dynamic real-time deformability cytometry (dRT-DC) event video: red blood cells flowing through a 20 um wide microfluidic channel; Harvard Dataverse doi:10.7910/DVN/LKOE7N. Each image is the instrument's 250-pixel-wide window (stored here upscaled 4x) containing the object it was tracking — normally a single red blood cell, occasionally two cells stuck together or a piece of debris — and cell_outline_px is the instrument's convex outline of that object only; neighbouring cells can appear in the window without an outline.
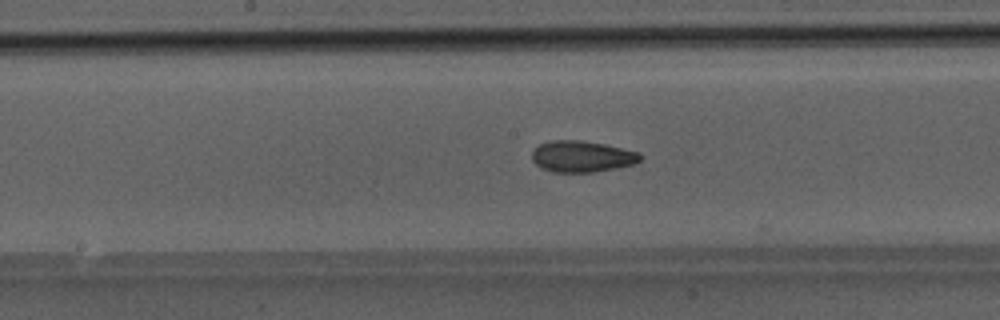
{"species": "Egyptian fruit bat (a non-hibernating species)", "species_latin": "Rousettus aegyptiacus", "temperature_condition": "room temperature", "stored_images_in_passage": 48, "camera_frame_rate_fps": 3000, "um_per_image_px": 0.085, "animal": {"sex": "male"}, "frame": {"image": 1, "passage_image": 25, "time_ms": 8.0, "image_size_px": [1000, 320], "cell_outline_px": [[644, 156], [640, 160], [632, 164], [616, 168], [592, 172], [552, 172], [536, 164], [532, 160], [532, 152], [540, 144], [552, 140], [580, 140], [604, 144], [640, 152]], "centroid_in_image_um": [49.48, 13.29], "position_along_channel_um": 198.7, "area_um2": 19.65}}
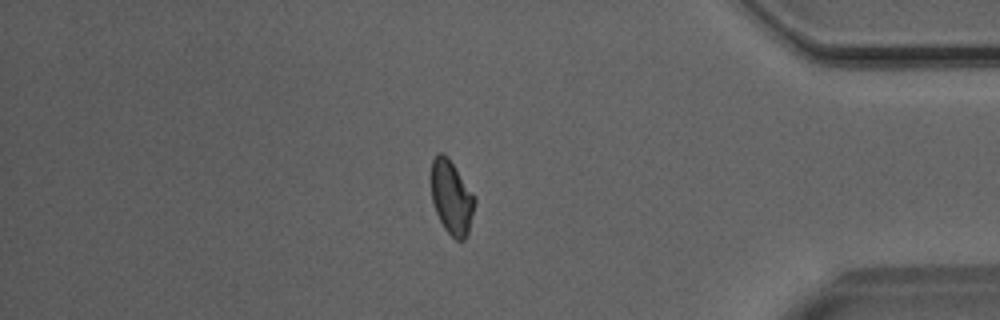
{"frame": {"image": 2, "passage_image": 41, "time_ms": 13.333, "image_size_px": [1000, 320], "cell_outline_px": [[476, 200], [468, 232], [464, 240], [456, 240], [444, 228], [436, 212], [432, 200], [432, 160], [436, 152], [440, 152], [452, 164], [476, 196]], "centroid_in_image_um": [38.39, 16.81], "position_along_channel_um": 396.8, "area_um2": 18.32}}
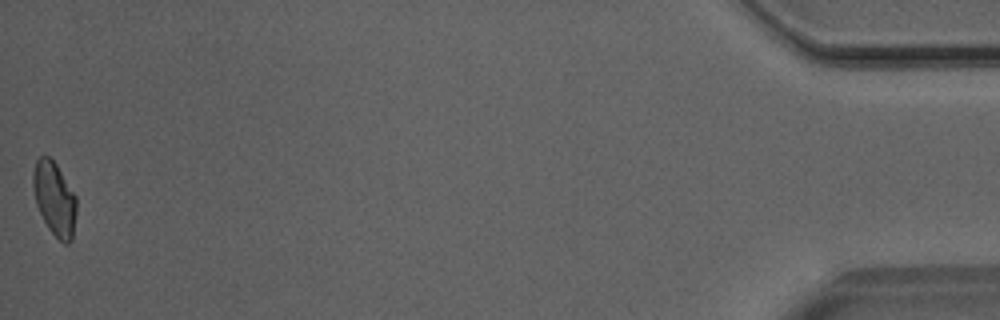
{"frame": {"image": 3, "passage_image": 48, "time_ms": 15.667, "image_size_px": [1000, 320], "cell_outline_px": [[76, 212], [72, 240], [68, 244], [64, 244], [48, 228], [36, 204], [32, 184], [32, 172], [36, 160], [40, 156], [48, 156], [56, 164], [76, 196]], "centroid_in_image_um": [4.62, 16.88], "position_along_channel_um": 430.6, "area_um2": 18.55}}